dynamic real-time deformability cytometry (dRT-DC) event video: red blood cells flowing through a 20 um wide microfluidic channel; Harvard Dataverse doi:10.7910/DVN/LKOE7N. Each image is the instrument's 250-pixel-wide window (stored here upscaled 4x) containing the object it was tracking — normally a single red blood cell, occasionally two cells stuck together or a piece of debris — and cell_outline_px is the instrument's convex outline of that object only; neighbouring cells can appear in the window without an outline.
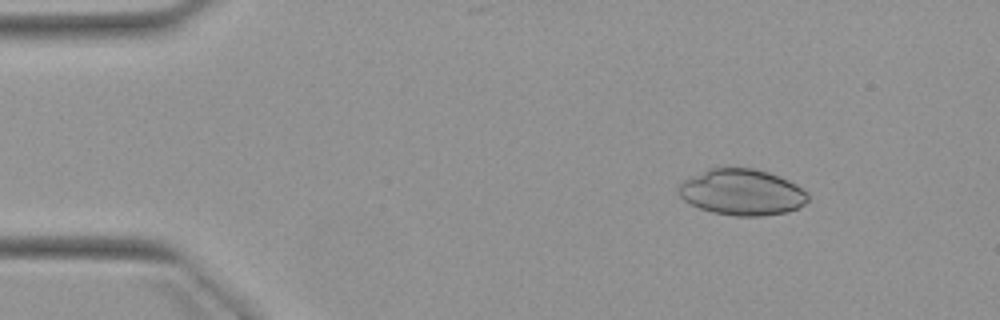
{"species": "Egyptian fruit bat (a non-hibernating species)", "species_latin": "Rousettus aegyptiacus", "temperature_condition": "warm", "stored_images_in_passage": 5, "camera_frame_rate_fps": 3000, "um_per_image_px": 0.085, "animal": {"sex": "female"}, "frame": {"image": 1, "passage_image": 2, "time_ms": 1.0, "image_size_px": [1000, 320], "cell_outline_px": [[808, 200], [804, 204], [788, 212], [760, 216], [736, 216], [712, 212], [700, 208], [684, 200], [676, 192], [680, 184], [684, 180], [708, 168], [752, 168], [768, 172], [780, 176], [796, 184], [808, 192]], "centroid_in_image_um": [63.07, 16.34], "position_along_channel_um": 21.9, "area_um2": 34.74}}
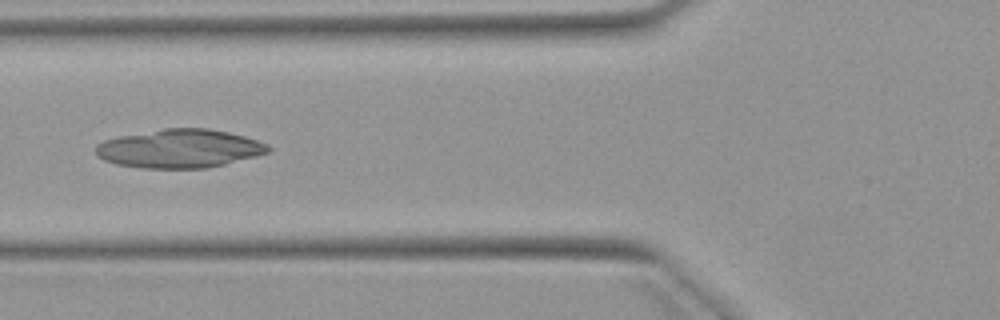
{"frame": {"image": 2, "passage_image": 5, "time_ms": 5.333, "image_size_px": [1000, 320], "cell_outline_px": [[272, 148], [268, 152], [256, 156], [224, 164], [204, 168], [144, 168], [116, 164], [104, 160], [96, 156], [96, 144], [104, 140], [120, 136], [164, 128], [208, 128], [228, 132], [244, 136], [268, 144]], "centroid_in_image_um": [15.25, 12.63], "position_along_channel_um": 110.5, "area_um2": 38.67}}